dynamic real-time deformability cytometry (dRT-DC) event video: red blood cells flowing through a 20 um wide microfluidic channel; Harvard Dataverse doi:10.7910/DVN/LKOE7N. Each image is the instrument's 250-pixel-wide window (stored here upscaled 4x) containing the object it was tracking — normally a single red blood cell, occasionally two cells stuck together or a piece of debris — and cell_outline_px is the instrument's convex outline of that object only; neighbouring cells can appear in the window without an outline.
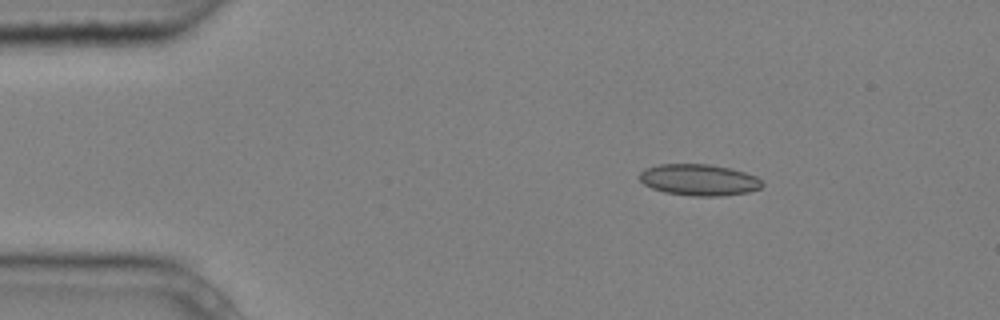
{"species": "common noctule bat (a hibernating species)", "species_latin": "Nyctalus noctula", "temperature_condition": "cold", "stored_images_in_passage": 4, "camera_frame_rate_fps": 3000, "um_per_image_px": 0.085, "animal": {"sex": "male", "body_mass_g": 20.4}, "frame": {"image": 1, "passage_image": 2, "time_ms": 0.333, "image_size_px": [1000, 320], "cell_outline_px": [[764, 184], [760, 188], [748, 192], [720, 196], [692, 196], [664, 192], [652, 188], [644, 184], [640, 180], [640, 172], [648, 168], [660, 164], [708, 164], [728, 168], [744, 172], [756, 176]], "centroid_in_image_um": [59.42, 15.29], "position_along_channel_um": 25.6, "area_um2": 22.25}}
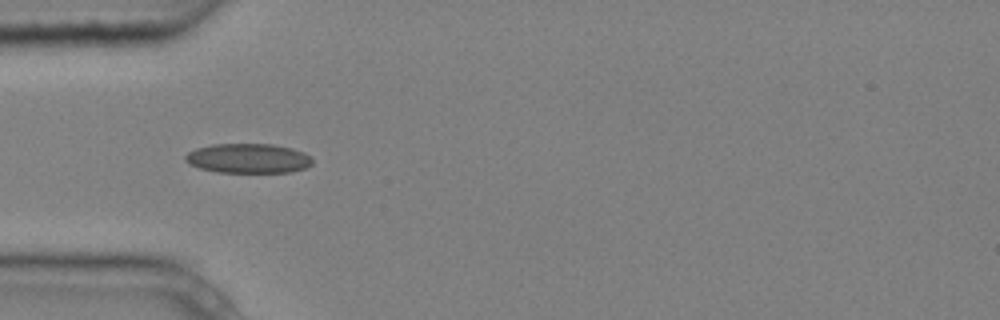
{"frame": {"image": 2, "passage_image": 4, "time_ms": 1.0, "image_size_px": [1000, 320], "cell_outline_px": [[312, 164], [304, 168], [292, 172], [216, 172], [200, 168], [188, 164], [184, 160], [184, 156], [188, 152], [196, 148], [212, 144], [272, 144], [292, 148], [304, 152], [312, 156]], "centroid_in_image_um": [21.09, 13.46], "position_along_channel_um": 63.9, "area_um2": 22.08}}